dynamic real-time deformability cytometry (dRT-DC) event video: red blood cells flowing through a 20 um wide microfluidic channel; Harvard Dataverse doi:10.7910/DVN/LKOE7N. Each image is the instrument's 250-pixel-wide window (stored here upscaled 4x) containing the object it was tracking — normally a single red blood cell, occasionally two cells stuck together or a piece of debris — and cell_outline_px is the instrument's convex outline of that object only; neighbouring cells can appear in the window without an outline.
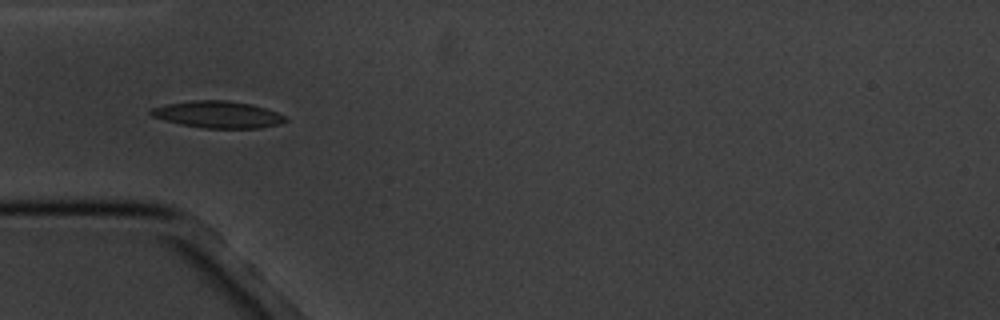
{"species": "common noctule bat (a hibernating species)", "species_latin": "Nyctalus noctula", "temperature_condition": "cold", "stored_images_in_passage": 4, "camera_frame_rate_fps": 3000, "um_per_image_px": 0.085, "animal": {"sex": "male", "body_mass_g": 20.1, "forearm_length_mm": 53.5}, "frame": {"image": 1, "passage_image": 4, "time_ms": 3.667, "image_size_px": [1000, 320], "cell_outline_px": [[288, 120], [276, 124], [260, 128], [204, 128], [180, 124], [164, 120], [152, 116], [148, 112], [152, 108], [164, 104], [192, 100], [228, 100], [252, 104], [288, 116]], "centroid_in_image_um": [18.5, 9.72], "position_along_channel_um": 66.5, "area_um2": 21.1}}